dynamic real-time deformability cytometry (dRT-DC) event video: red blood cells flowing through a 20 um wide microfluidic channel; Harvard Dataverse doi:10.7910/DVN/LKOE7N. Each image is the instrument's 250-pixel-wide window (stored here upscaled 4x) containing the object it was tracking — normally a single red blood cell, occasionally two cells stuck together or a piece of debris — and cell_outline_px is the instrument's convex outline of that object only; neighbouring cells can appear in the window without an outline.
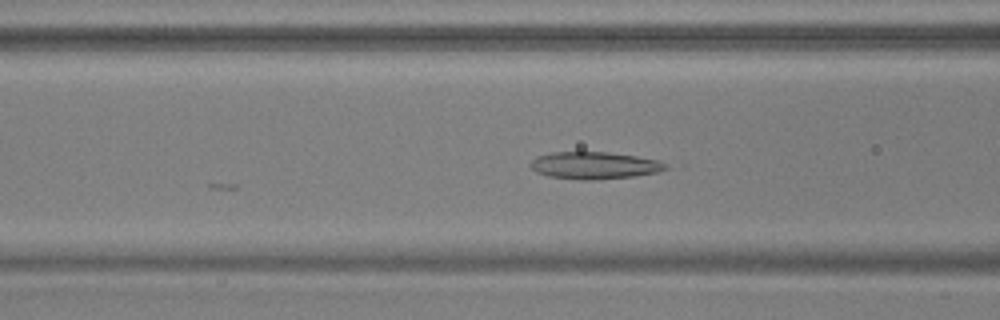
{"species": "common noctule bat (a hibernating species)", "species_latin": "Nyctalus noctula", "temperature_condition": "warm", "stored_images_in_passage": 18, "camera_frame_rate_fps": 3000, "um_per_image_px": 0.085, "animal": {"sex": "male", "body_mass_g": 17.9, "forearm_length_mm": 54.2}, "frame": {"image": 1, "passage_image": 6, "time_ms": 1.667, "image_size_px": [1000, 320], "cell_outline_px": [[668, 168], [656, 172], [632, 176], [592, 180], [580, 180], [548, 176], [536, 172], [528, 164], [536, 156], [552, 152], [608, 152], [636, 156], [660, 160], [668, 164]], "centroid_in_image_um": [50.5, 14.05], "position_along_channel_um": 116.1, "area_um2": 21.44}}
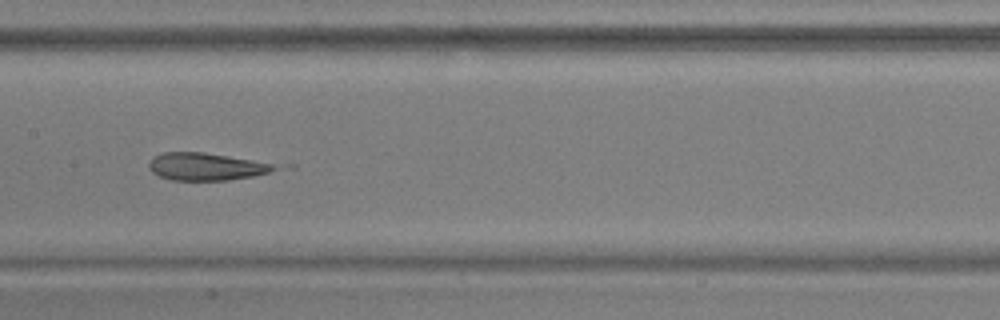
{"frame": {"image": 2, "passage_image": 12, "time_ms": 3.667, "image_size_px": [1000, 320], "cell_outline_px": [[296, 168], [252, 176], [228, 180], [172, 180], [160, 176], [152, 172], [148, 168], [148, 164], [152, 156], [164, 152], [204, 152], [296, 164]], "centroid_in_image_um": [17.94, 14.14], "position_along_channel_um": 189.5, "area_um2": 21.85}}
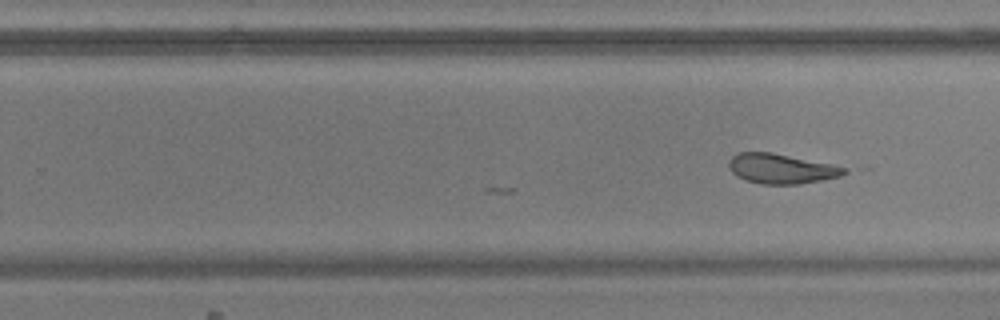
{"frame": {"image": 3, "passage_image": 18, "time_ms": 5.667, "image_size_px": [1000, 320], "cell_outline_px": [[848, 172], [840, 176], [824, 180], [800, 184], [760, 184], [736, 176], [732, 172], [728, 164], [728, 160], [736, 152], [772, 152], [832, 164], [848, 168]], "centroid_in_image_um": [66.42, 14.33], "position_along_channel_um": 263.4, "area_um2": 20.23}}